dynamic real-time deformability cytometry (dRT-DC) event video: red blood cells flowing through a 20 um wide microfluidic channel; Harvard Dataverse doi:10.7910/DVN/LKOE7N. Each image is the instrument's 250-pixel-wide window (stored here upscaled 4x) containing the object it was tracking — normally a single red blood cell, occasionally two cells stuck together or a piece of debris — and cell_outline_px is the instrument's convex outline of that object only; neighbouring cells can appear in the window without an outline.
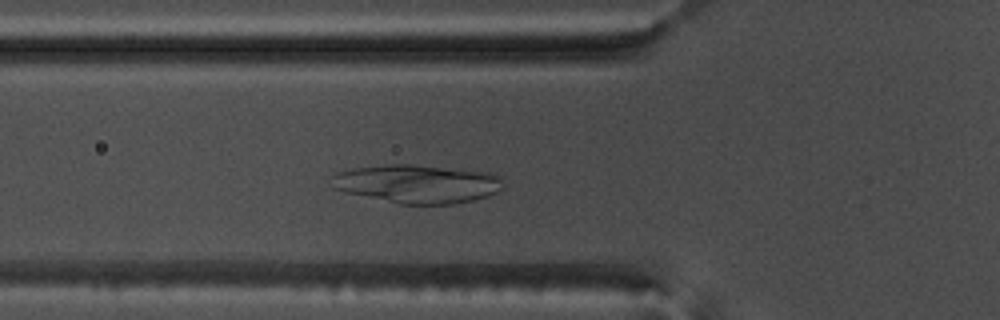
{"species": "common noctule bat (a hibernating species)", "species_latin": "Nyctalus noctula", "temperature_condition": "warm", "stored_images_in_passage": 43, "camera_frame_rate_fps": 3000, "um_per_image_px": 0.085, "animal": {"sex": "male", "body_mass_g": 17.5, "forearm_length_mm": 52.3}, "frame": {"image": 1, "passage_image": 8, "time_ms": 2.333, "image_size_px": [1000, 320], "cell_outline_px": [[504, 188], [488, 196], [472, 200], [452, 204], [400, 204], [348, 192], [332, 188], [332, 176], [336, 172], [356, 168], [392, 164], [408, 164], [492, 172], [500, 176]], "centroid_in_image_um": [35.51, 15.62], "position_along_channel_um": 90.3, "area_um2": 38.26}}
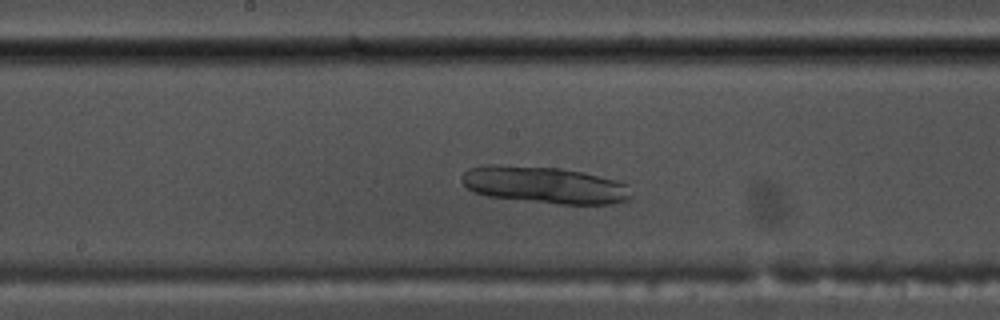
{"frame": {"image": 2, "passage_image": 17, "time_ms": 5.333, "image_size_px": [1000, 320], "cell_outline_px": [[632, 196], [628, 200], [612, 204], [560, 204], [488, 196], [476, 192], [468, 188], [460, 180], [464, 172], [468, 168], [484, 164], [488, 164], [560, 168], [580, 172], [616, 180], [628, 184]], "centroid_in_image_um": [46.29, 15.72], "position_along_channel_um": 201.9, "area_um2": 36.3}}
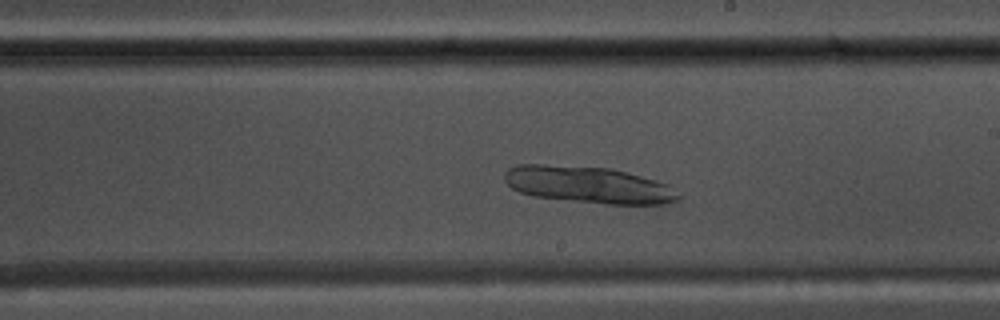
{"frame": {"image": 3, "passage_image": 20, "time_ms": 6.333, "image_size_px": [1000, 320], "cell_outline_px": [[680, 200], [668, 204], [608, 204], [532, 196], [520, 192], [512, 188], [504, 180], [504, 172], [508, 168], [516, 164], [544, 164], [612, 168], [656, 180], [668, 184], [680, 196]], "centroid_in_image_um": [50.01, 15.7], "position_along_channel_um": 239.0, "area_um2": 37.4}}